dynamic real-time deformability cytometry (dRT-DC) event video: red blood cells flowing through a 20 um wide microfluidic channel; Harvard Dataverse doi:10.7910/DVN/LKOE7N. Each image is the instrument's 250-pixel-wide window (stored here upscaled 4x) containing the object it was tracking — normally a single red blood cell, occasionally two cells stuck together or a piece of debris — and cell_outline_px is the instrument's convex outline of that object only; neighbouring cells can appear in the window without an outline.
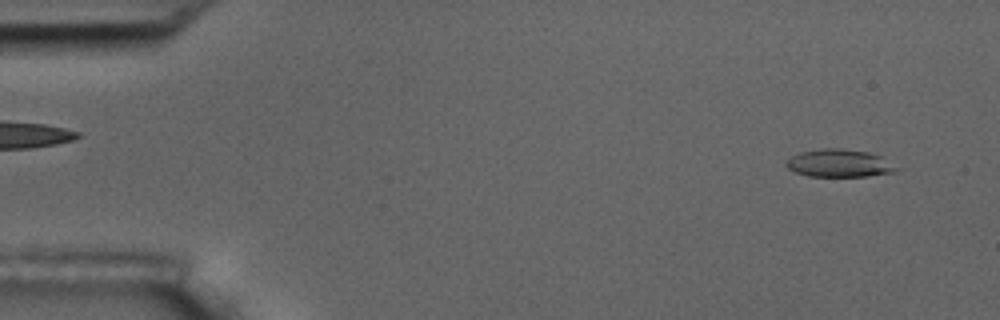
{"species": "common noctule bat (a hibernating species)", "species_latin": "Nyctalus noctula", "temperature_condition": "room temperature", "stored_images_in_passage": 5, "camera_frame_rate_fps": 3000, "um_per_image_px": 0.085, "animal": {"sex": "male", "body_mass_g": 17.5, "forearm_length_mm": 52.3}, "frame": {"image": 1, "passage_image": 1, "time_ms": 0.0, "image_size_px": [1000, 320], "cell_outline_px": [[900, 168], [896, 172], [864, 176], [808, 176], [796, 172], [788, 168], [784, 164], [792, 156], [800, 152], [824, 148], [840, 148], [868, 152], [880, 156]], "centroid_in_image_um": [71.34, 13.87], "position_along_channel_um": 13.7, "area_um2": 17.69}}
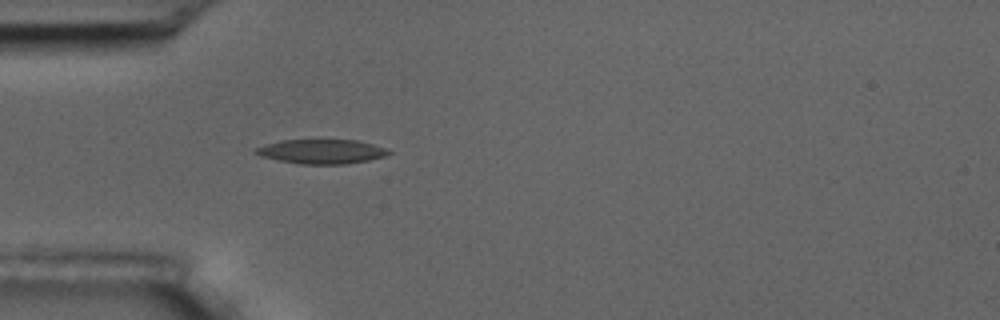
{"frame": {"image": 2, "passage_image": 5, "time_ms": 4.333, "image_size_px": [1000, 320], "cell_outline_px": [[392, 152], [384, 156], [368, 160], [348, 164], [300, 164], [260, 156], [252, 152], [256, 148], [264, 144], [280, 140], [356, 140], [372, 144], [384, 148]], "centroid_in_image_um": [27.29, 12.88], "position_along_channel_um": 57.7, "area_um2": 18.79}}